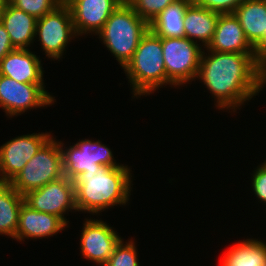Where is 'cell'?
I'll return each mask as SVG.
<instances>
[{
	"mask_svg": "<svg viewBox=\"0 0 266 266\" xmlns=\"http://www.w3.org/2000/svg\"><path fill=\"white\" fill-rule=\"evenodd\" d=\"M218 18L219 13L197 6L192 1L184 14V37L196 43L198 39L206 48L212 40Z\"/></svg>",
	"mask_w": 266,
	"mask_h": 266,
	"instance_id": "d6986e66",
	"label": "cell"
},
{
	"mask_svg": "<svg viewBox=\"0 0 266 266\" xmlns=\"http://www.w3.org/2000/svg\"><path fill=\"white\" fill-rule=\"evenodd\" d=\"M66 226L60 217L34 210L24 202L19 211L16 240L46 238L61 232Z\"/></svg>",
	"mask_w": 266,
	"mask_h": 266,
	"instance_id": "2e32d148",
	"label": "cell"
},
{
	"mask_svg": "<svg viewBox=\"0 0 266 266\" xmlns=\"http://www.w3.org/2000/svg\"><path fill=\"white\" fill-rule=\"evenodd\" d=\"M0 21L15 49H28L36 37L37 18L6 2Z\"/></svg>",
	"mask_w": 266,
	"mask_h": 266,
	"instance_id": "ac0fdd59",
	"label": "cell"
},
{
	"mask_svg": "<svg viewBox=\"0 0 266 266\" xmlns=\"http://www.w3.org/2000/svg\"><path fill=\"white\" fill-rule=\"evenodd\" d=\"M255 53L266 58V0H244L233 12Z\"/></svg>",
	"mask_w": 266,
	"mask_h": 266,
	"instance_id": "5bb4252c",
	"label": "cell"
},
{
	"mask_svg": "<svg viewBox=\"0 0 266 266\" xmlns=\"http://www.w3.org/2000/svg\"><path fill=\"white\" fill-rule=\"evenodd\" d=\"M64 176L62 151L53 136L9 182L22 196Z\"/></svg>",
	"mask_w": 266,
	"mask_h": 266,
	"instance_id": "5b68a950",
	"label": "cell"
},
{
	"mask_svg": "<svg viewBox=\"0 0 266 266\" xmlns=\"http://www.w3.org/2000/svg\"><path fill=\"white\" fill-rule=\"evenodd\" d=\"M50 138L49 133H33L0 146V182L9 183Z\"/></svg>",
	"mask_w": 266,
	"mask_h": 266,
	"instance_id": "8fae6325",
	"label": "cell"
},
{
	"mask_svg": "<svg viewBox=\"0 0 266 266\" xmlns=\"http://www.w3.org/2000/svg\"><path fill=\"white\" fill-rule=\"evenodd\" d=\"M41 59L28 49H14L0 62V75L21 83H44Z\"/></svg>",
	"mask_w": 266,
	"mask_h": 266,
	"instance_id": "e0dca14e",
	"label": "cell"
},
{
	"mask_svg": "<svg viewBox=\"0 0 266 266\" xmlns=\"http://www.w3.org/2000/svg\"><path fill=\"white\" fill-rule=\"evenodd\" d=\"M124 0H64L72 14L76 35L97 34Z\"/></svg>",
	"mask_w": 266,
	"mask_h": 266,
	"instance_id": "4fadbf2b",
	"label": "cell"
},
{
	"mask_svg": "<svg viewBox=\"0 0 266 266\" xmlns=\"http://www.w3.org/2000/svg\"><path fill=\"white\" fill-rule=\"evenodd\" d=\"M130 168L101 166L97 172H82L74 181L77 211L99 213L115 205H125L131 191Z\"/></svg>",
	"mask_w": 266,
	"mask_h": 266,
	"instance_id": "7a4b0ae2",
	"label": "cell"
},
{
	"mask_svg": "<svg viewBox=\"0 0 266 266\" xmlns=\"http://www.w3.org/2000/svg\"><path fill=\"white\" fill-rule=\"evenodd\" d=\"M134 243L131 240L124 244L121 239L104 266H140Z\"/></svg>",
	"mask_w": 266,
	"mask_h": 266,
	"instance_id": "603a6c76",
	"label": "cell"
},
{
	"mask_svg": "<svg viewBox=\"0 0 266 266\" xmlns=\"http://www.w3.org/2000/svg\"><path fill=\"white\" fill-rule=\"evenodd\" d=\"M192 0H177L168 5L150 24L159 37H184V14Z\"/></svg>",
	"mask_w": 266,
	"mask_h": 266,
	"instance_id": "ffe728a7",
	"label": "cell"
},
{
	"mask_svg": "<svg viewBox=\"0 0 266 266\" xmlns=\"http://www.w3.org/2000/svg\"><path fill=\"white\" fill-rule=\"evenodd\" d=\"M206 48L217 52L255 53L234 14H219L216 30Z\"/></svg>",
	"mask_w": 266,
	"mask_h": 266,
	"instance_id": "9a60e30c",
	"label": "cell"
},
{
	"mask_svg": "<svg viewBox=\"0 0 266 266\" xmlns=\"http://www.w3.org/2000/svg\"><path fill=\"white\" fill-rule=\"evenodd\" d=\"M59 145L62 151L64 176L70 180H74L82 172H97L101 166H122L116 163L110 148L100 140H80L65 150L61 141Z\"/></svg>",
	"mask_w": 266,
	"mask_h": 266,
	"instance_id": "52a82bcc",
	"label": "cell"
},
{
	"mask_svg": "<svg viewBox=\"0 0 266 266\" xmlns=\"http://www.w3.org/2000/svg\"><path fill=\"white\" fill-rule=\"evenodd\" d=\"M149 28V24L124 0L112 12L97 35L123 68Z\"/></svg>",
	"mask_w": 266,
	"mask_h": 266,
	"instance_id": "277c9868",
	"label": "cell"
},
{
	"mask_svg": "<svg viewBox=\"0 0 266 266\" xmlns=\"http://www.w3.org/2000/svg\"><path fill=\"white\" fill-rule=\"evenodd\" d=\"M81 233V254L87 260L104 266L122 239L106 222L86 219Z\"/></svg>",
	"mask_w": 266,
	"mask_h": 266,
	"instance_id": "7c38bea8",
	"label": "cell"
},
{
	"mask_svg": "<svg viewBox=\"0 0 266 266\" xmlns=\"http://www.w3.org/2000/svg\"><path fill=\"white\" fill-rule=\"evenodd\" d=\"M226 252L222 266H266V243L261 240H240Z\"/></svg>",
	"mask_w": 266,
	"mask_h": 266,
	"instance_id": "44dd1931",
	"label": "cell"
},
{
	"mask_svg": "<svg viewBox=\"0 0 266 266\" xmlns=\"http://www.w3.org/2000/svg\"><path fill=\"white\" fill-rule=\"evenodd\" d=\"M54 100L45 90L44 83H21L0 75V107L7 116H17L28 109L52 105Z\"/></svg>",
	"mask_w": 266,
	"mask_h": 266,
	"instance_id": "9c48e42d",
	"label": "cell"
},
{
	"mask_svg": "<svg viewBox=\"0 0 266 266\" xmlns=\"http://www.w3.org/2000/svg\"><path fill=\"white\" fill-rule=\"evenodd\" d=\"M11 5L27 14L41 18L54 11L64 0H7Z\"/></svg>",
	"mask_w": 266,
	"mask_h": 266,
	"instance_id": "cb8c5ba5",
	"label": "cell"
},
{
	"mask_svg": "<svg viewBox=\"0 0 266 266\" xmlns=\"http://www.w3.org/2000/svg\"><path fill=\"white\" fill-rule=\"evenodd\" d=\"M35 35H39V41L47 57L53 60L60 59L68 42L73 36H77L69 6L63 2L54 11L38 18Z\"/></svg>",
	"mask_w": 266,
	"mask_h": 266,
	"instance_id": "ba28073f",
	"label": "cell"
},
{
	"mask_svg": "<svg viewBox=\"0 0 266 266\" xmlns=\"http://www.w3.org/2000/svg\"><path fill=\"white\" fill-rule=\"evenodd\" d=\"M6 2H7V0H0V17L2 15V12H3V9H4Z\"/></svg>",
	"mask_w": 266,
	"mask_h": 266,
	"instance_id": "f546056e",
	"label": "cell"
},
{
	"mask_svg": "<svg viewBox=\"0 0 266 266\" xmlns=\"http://www.w3.org/2000/svg\"><path fill=\"white\" fill-rule=\"evenodd\" d=\"M24 201L32 209L60 217L66 224V211L77 210L75 206L74 181L66 176L51 181L43 187L29 191Z\"/></svg>",
	"mask_w": 266,
	"mask_h": 266,
	"instance_id": "30bf717a",
	"label": "cell"
},
{
	"mask_svg": "<svg viewBox=\"0 0 266 266\" xmlns=\"http://www.w3.org/2000/svg\"><path fill=\"white\" fill-rule=\"evenodd\" d=\"M132 84L133 97L152 94L167 84V74L163 59L162 37L150 28L142 36L132 58L123 67Z\"/></svg>",
	"mask_w": 266,
	"mask_h": 266,
	"instance_id": "3957f363",
	"label": "cell"
},
{
	"mask_svg": "<svg viewBox=\"0 0 266 266\" xmlns=\"http://www.w3.org/2000/svg\"><path fill=\"white\" fill-rule=\"evenodd\" d=\"M251 182L257 198L266 204V161L254 171Z\"/></svg>",
	"mask_w": 266,
	"mask_h": 266,
	"instance_id": "4316f807",
	"label": "cell"
},
{
	"mask_svg": "<svg viewBox=\"0 0 266 266\" xmlns=\"http://www.w3.org/2000/svg\"><path fill=\"white\" fill-rule=\"evenodd\" d=\"M20 195L9 183H0V234L16 239L19 211L24 203Z\"/></svg>",
	"mask_w": 266,
	"mask_h": 266,
	"instance_id": "7402d4cb",
	"label": "cell"
},
{
	"mask_svg": "<svg viewBox=\"0 0 266 266\" xmlns=\"http://www.w3.org/2000/svg\"><path fill=\"white\" fill-rule=\"evenodd\" d=\"M204 52L196 78L216 97L218 109L235 112L263 89V60L256 53Z\"/></svg>",
	"mask_w": 266,
	"mask_h": 266,
	"instance_id": "6da1fadb",
	"label": "cell"
},
{
	"mask_svg": "<svg viewBox=\"0 0 266 266\" xmlns=\"http://www.w3.org/2000/svg\"><path fill=\"white\" fill-rule=\"evenodd\" d=\"M134 11L150 24L168 5L177 0H126Z\"/></svg>",
	"mask_w": 266,
	"mask_h": 266,
	"instance_id": "d4e9b609",
	"label": "cell"
},
{
	"mask_svg": "<svg viewBox=\"0 0 266 266\" xmlns=\"http://www.w3.org/2000/svg\"><path fill=\"white\" fill-rule=\"evenodd\" d=\"M197 6L219 14H233L244 0H192Z\"/></svg>",
	"mask_w": 266,
	"mask_h": 266,
	"instance_id": "484cf974",
	"label": "cell"
},
{
	"mask_svg": "<svg viewBox=\"0 0 266 266\" xmlns=\"http://www.w3.org/2000/svg\"><path fill=\"white\" fill-rule=\"evenodd\" d=\"M15 48L13 47L9 34L5 29V26L0 21V62L1 60Z\"/></svg>",
	"mask_w": 266,
	"mask_h": 266,
	"instance_id": "83f0119b",
	"label": "cell"
},
{
	"mask_svg": "<svg viewBox=\"0 0 266 266\" xmlns=\"http://www.w3.org/2000/svg\"><path fill=\"white\" fill-rule=\"evenodd\" d=\"M266 84V58L262 61V86Z\"/></svg>",
	"mask_w": 266,
	"mask_h": 266,
	"instance_id": "f1b7e54d",
	"label": "cell"
},
{
	"mask_svg": "<svg viewBox=\"0 0 266 266\" xmlns=\"http://www.w3.org/2000/svg\"><path fill=\"white\" fill-rule=\"evenodd\" d=\"M202 46L186 37H162L167 84L183 85L197 77Z\"/></svg>",
	"mask_w": 266,
	"mask_h": 266,
	"instance_id": "8992f818",
	"label": "cell"
}]
</instances>
